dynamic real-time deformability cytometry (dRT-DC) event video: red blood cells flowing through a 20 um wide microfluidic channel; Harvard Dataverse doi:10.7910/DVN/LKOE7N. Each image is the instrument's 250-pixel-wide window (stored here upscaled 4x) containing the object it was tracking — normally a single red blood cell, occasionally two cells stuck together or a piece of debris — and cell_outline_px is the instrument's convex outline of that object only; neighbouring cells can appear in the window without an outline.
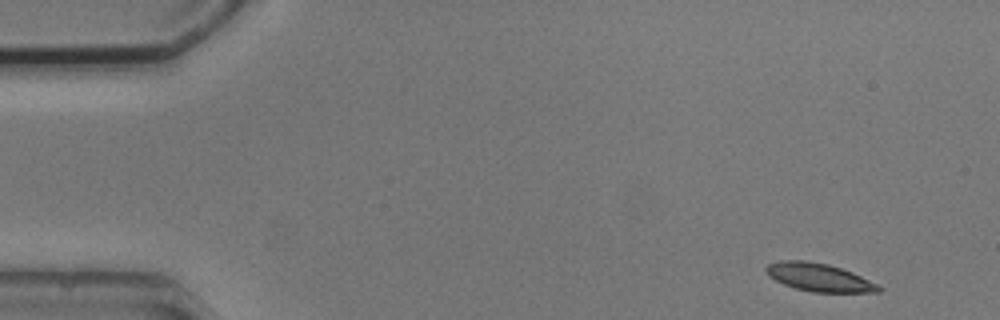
{"species": "common noctule bat (a hibernating species)", "species_latin": "Nyctalus noctula", "temperature_condition": "cold", "stored_images_in_passage": 4, "camera_frame_rate_fps": 3000, "um_per_image_px": 0.085, "animal": {"sex": "male", "body_mass_g": 20.5, "forearm_length_mm": 52.5}, "frame": {"image": 1, "passage_image": 1, "time_ms": 0.0, "image_size_px": [1000, 320], "cell_outline_px": [[884, 288], [880, 292], [812, 292], [796, 288], [784, 284], [768, 276], [764, 268], [768, 264], [780, 260], [804, 260], [828, 264], [852, 272]], "centroid_in_image_um": [69.59, 23.57], "position_along_channel_um": 15.4, "area_um2": 18.26}}
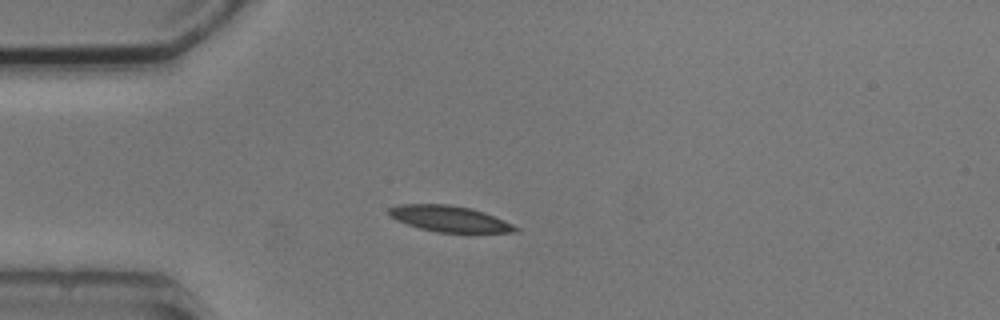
{"frame": {"image": 2, "passage_image": 4, "time_ms": 3.333, "image_size_px": [1000, 320], "cell_outline_px": [[520, 232], [436, 232], [420, 228], [408, 224], [392, 216], [388, 212], [388, 208], [400, 204], [448, 204], [472, 208], [484, 212], [504, 220], [520, 228]], "centroid_in_image_um": [38.25, 18.59], "position_along_channel_um": 46.7, "area_um2": 18.96}}